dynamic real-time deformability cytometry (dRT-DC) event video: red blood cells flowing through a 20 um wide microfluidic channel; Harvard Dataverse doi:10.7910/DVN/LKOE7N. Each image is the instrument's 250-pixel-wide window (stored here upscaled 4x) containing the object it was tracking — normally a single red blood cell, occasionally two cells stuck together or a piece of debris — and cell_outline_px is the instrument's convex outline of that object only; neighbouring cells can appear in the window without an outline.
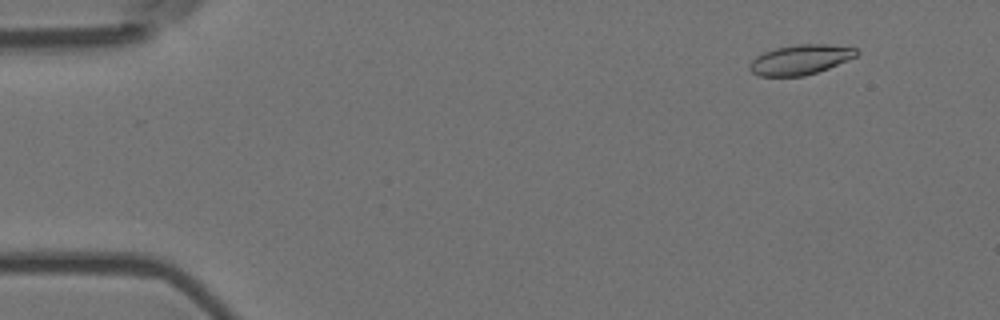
{"species": "Egyptian fruit bat (a non-hibernating species)", "species_latin": "Rousettus aegyptiacus", "temperature_condition": "room temperature", "stored_images_in_passage": 5, "camera_frame_rate_fps": 3000, "um_per_image_px": 0.085, "animal": {"sex": "female"}, "frame": {"image": 1, "passage_image": 2, "time_ms": 0.333, "image_size_px": [1000, 320], "cell_outline_px": [[860, 52], [856, 56], [848, 60], [828, 68], [804, 76], [760, 76], [752, 72], [748, 68], [748, 64], [756, 56], [764, 52], [776, 48], [796, 44], [824, 44], [856, 48]], "centroid_in_image_um": [68.01, 5.07], "position_along_channel_um": 17.0, "area_um2": 18.55}}
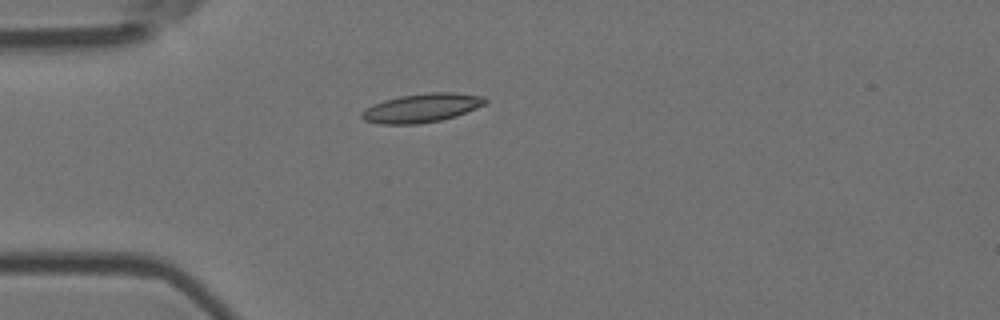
{"frame": {"image": 2, "passage_image": 4, "time_ms": 1.0, "image_size_px": [1000, 320], "cell_outline_px": [[488, 104], [456, 116], [440, 120], [416, 124], [380, 124], [364, 120], [360, 116], [360, 112], [372, 104], [384, 100], [400, 96], [428, 92], [452, 92], [484, 96], [488, 100]], "centroid_in_image_um": [35.87, 9.17], "position_along_channel_um": 49.1, "area_um2": 20.92}}